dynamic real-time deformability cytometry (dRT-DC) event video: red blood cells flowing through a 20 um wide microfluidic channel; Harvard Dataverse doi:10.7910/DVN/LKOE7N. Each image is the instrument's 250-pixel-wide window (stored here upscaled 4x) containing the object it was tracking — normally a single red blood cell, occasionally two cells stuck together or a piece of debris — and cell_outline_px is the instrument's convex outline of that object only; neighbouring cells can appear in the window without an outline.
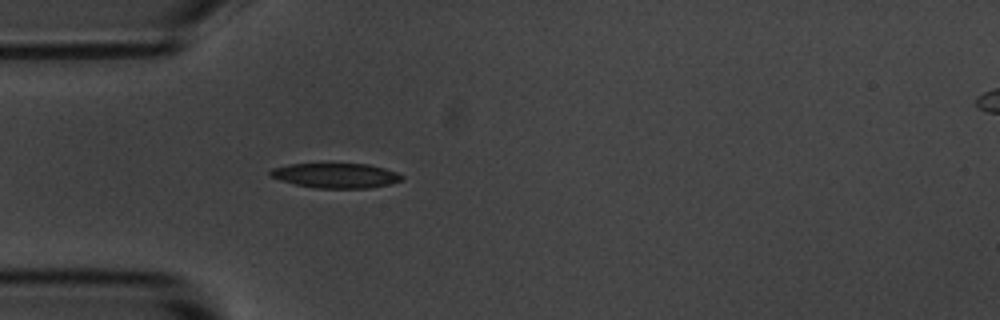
{"species": "common noctule bat (a hibernating species)", "species_latin": "Nyctalus noctula", "temperature_condition": "room temperature", "stored_images_in_passage": 2, "camera_frame_rate_fps": 3000, "um_per_image_px": 0.085, "animal": {"sex": "male", "body_mass_g": 20.1, "forearm_length_mm": 53.5}, "frame": {"image": 1, "passage_image": 2, "time_ms": 1.333, "image_size_px": [1000, 320], "cell_outline_px": [[404, 180], [372, 188], [316, 188], [296, 184], [280, 180], [268, 176], [268, 172], [272, 168], [288, 164], [368, 164], [384, 168], [396, 172], [404, 176]], "centroid_in_image_um": [28.53, 14.92], "position_along_channel_um": 56.5, "area_um2": 19.07}}